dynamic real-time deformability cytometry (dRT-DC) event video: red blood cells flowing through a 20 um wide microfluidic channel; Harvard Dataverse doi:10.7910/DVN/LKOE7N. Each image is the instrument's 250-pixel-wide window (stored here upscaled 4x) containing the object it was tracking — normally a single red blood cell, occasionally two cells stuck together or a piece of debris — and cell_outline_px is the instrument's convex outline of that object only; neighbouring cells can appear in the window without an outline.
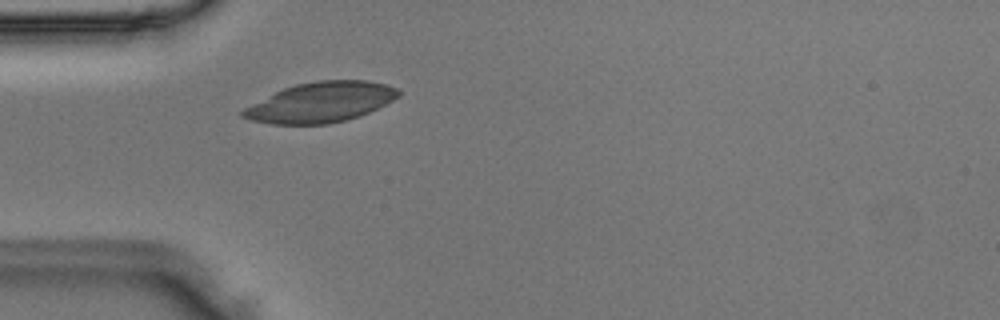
{"species": "Egyptian fruit bat (a non-hibernating species)", "species_latin": "Rousettus aegyptiacus", "temperature_condition": "room temperature", "stored_images_in_passage": 37, "camera_frame_rate_fps": 3000, "um_per_image_px": 0.085, "animal": {"sex": "male"}, "frame": {"image": 1, "passage_image": 2, "time_ms": 0.333, "image_size_px": [1000, 320], "cell_outline_px": [[400, 96], [360, 116], [328, 124], [272, 124], [252, 120], [240, 116], [240, 112], [244, 108], [284, 88], [296, 84], [316, 80], [368, 80], [388, 84], [396, 88], [400, 92]], "centroid_in_image_um": [27.27, 8.68], "position_along_channel_um": 57.7, "area_um2": 36.13}}
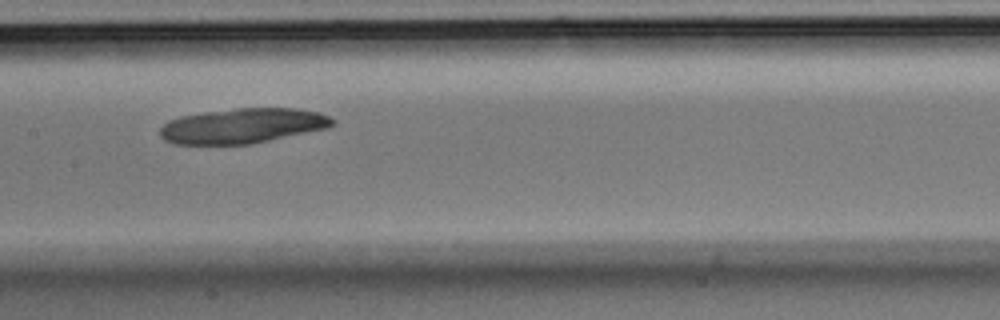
{"frame": {"image": 2, "passage_image": 12, "time_ms": 3.667, "image_size_px": [1000, 320], "cell_outline_px": [[336, 120], [332, 124], [324, 128], [268, 140], [248, 144], [176, 144], [164, 140], [160, 136], [160, 128], [168, 120], [180, 116], [204, 112], [236, 108], [300, 108], [320, 112]], "centroid_in_image_um": [20.58, 10.68], "position_along_channel_um": 186.8, "area_um2": 34.91}}
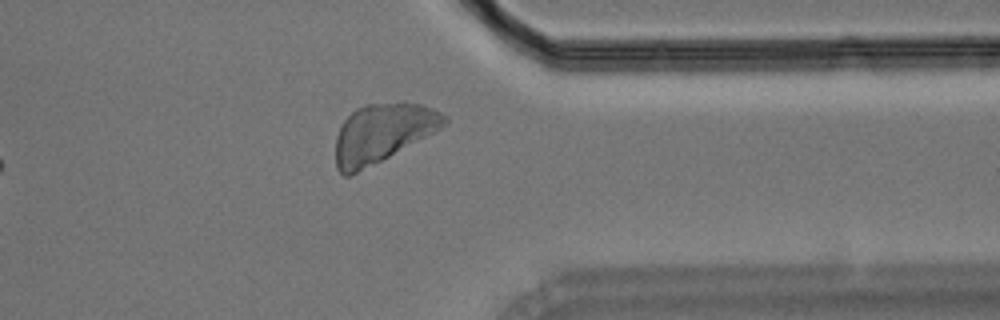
{"frame": {"image": 3, "passage_image": 27, "time_ms": 8.667, "image_size_px": [1000, 320], "cell_outline_px": [[448, 120], [440, 128], [388, 156], [348, 176], [344, 176], [336, 168], [336, 136], [344, 120], [356, 108], [364, 104], [420, 104], [432, 108], [448, 116]], "centroid_in_image_um": [32.47, 11.3], "position_along_channel_um": 378.9, "area_um2": 35.89}}